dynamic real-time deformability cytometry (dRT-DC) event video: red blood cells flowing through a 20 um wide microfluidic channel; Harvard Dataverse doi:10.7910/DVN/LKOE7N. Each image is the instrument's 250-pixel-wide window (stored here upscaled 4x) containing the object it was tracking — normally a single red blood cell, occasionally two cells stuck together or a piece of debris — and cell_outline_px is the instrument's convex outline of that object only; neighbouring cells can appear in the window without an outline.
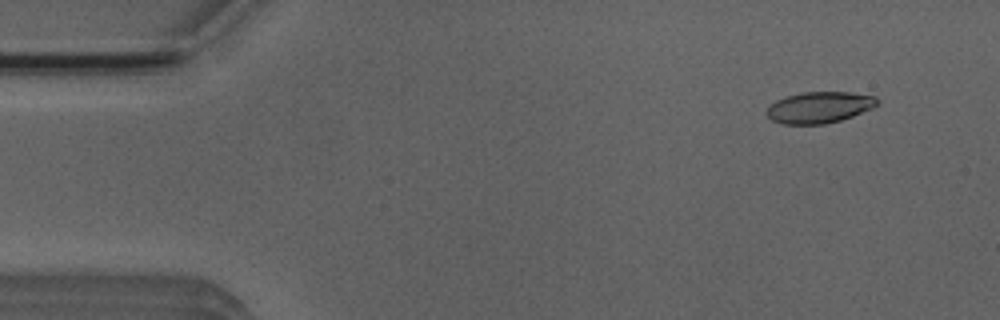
{"species": "Egyptian fruit bat (a non-hibernating species)", "species_latin": "Rousettus aegyptiacus", "temperature_condition": "room temperature", "stored_images_in_passage": 52, "camera_frame_rate_fps": 3000, "um_per_image_px": 0.085, "animal": {"sex": "male"}, "frame": {"image": 1, "passage_image": 5, "time_ms": 1.333, "image_size_px": [1000, 320], "cell_outline_px": [[880, 100], [872, 108], [852, 116], [840, 120], [824, 124], [780, 124], [772, 120], [764, 112], [768, 104], [776, 100], [800, 92], [848, 92], [876, 96]], "centroid_in_image_um": [69.6, 9.12], "position_along_channel_um": 15.4, "area_um2": 20.29}}
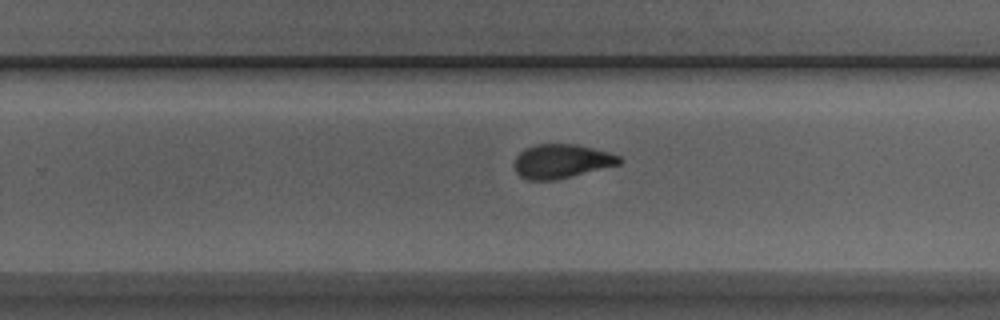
{"frame": {"image": 2, "passage_image": 33, "time_ms": 10.667, "image_size_px": [1000, 320], "cell_outline_px": [[624, 160], [620, 164], [572, 176], [552, 180], [528, 180], [520, 176], [516, 172], [512, 164], [516, 156], [524, 148], [536, 144], [576, 144], [608, 152], [620, 156]], "centroid_in_image_um": [47.7, 13.7], "position_along_channel_um": 282.1, "area_um2": 20.92}}
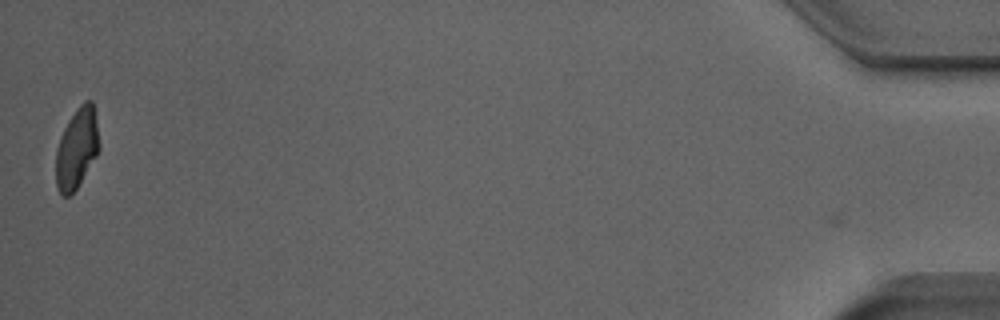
{"frame": {"image": 3, "passage_image": 52, "time_ms": 17.0, "image_size_px": [1000, 320], "cell_outline_px": [[100, 148], [96, 156], [76, 188], [68, 196], [64, 196], [60, 192], [56, 184], [56, 148], [60, 136], [68, 120], [80, 104], [84, 100], [92, 100], [100, 144]], "centroid_in_image_um": [6.52, 12.58], "position_along_channel_um": 428.7, "area_um2": 20.06}, "authors_computed_cell_mechanics": {"area_um2": 20.9236, "velocity_mm_per_s": 3.9223, "shape_relaxation_time_tau1_ms": 5.0737, "shape_relaxation_time_tau2_ms": 2.1043, "deformation_change_tau1": 0.1756, "deformation_change_tau2": 0.0743}}